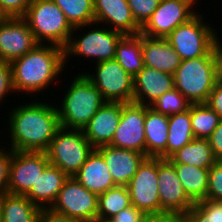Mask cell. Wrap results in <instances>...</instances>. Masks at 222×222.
<instances>
[{"instance_id":"6da1fadb","label":"cell","mask_w":222,"mask_h":222,"mask_svg":"<svg viewBox=\"0 0 222 222\" xmlns=\"http://www.w3.org/2000/svg\"><path fill=\"white\" fill-rule=\"evenodd\" d=\"M45 103L31 101L11 110L7 122L12 151H47L61 125L55 104Z\"/></svg>"},{"instance_id":"7a4b0ae2","label":"cell","mask_w":222,"mask_h":222,"mask_svg":"<svg viewBox=\"0 0 222 222\" xmlns=\"http://www.w3.org/2000/svg\"><path fill=\"white\" fill-rule=\"evenodd\" d=\"M10 65L15 93H38L49 88L64 70V48L53 44H38Z\"/></svg>"},{"instance_id":"3957f363","label":"cell","mask_w":222,"mask_h":222,"mask_svg":"<svg viewBox=\"0 0 222 222\" xmlns=\"http://www.w3.org/2000/svg\"><path fill=\"white\" fill-rule=\"evenodd\" d=\"M69 86L61 106L57 107L60 125L66 129H83L106 101L84 72L77 74Z\"/></svg>"},{"instance_id":"277c9868","label":"cell","mask_w":222,"mask_h":222,"mask_svg":"<svg viewBox=\"0 0 222 222\" xmlns=\"http://www.w3.org/2000/svg\"><path fill=\"white\" fill-rule=\"evenodd\" d=\"M173 77L174 87L191 104L206 103L217 83L216 46L207 55L181 60Z\"/></svg>"},{"instance_id":"5b68a950","label":"cell","mask_w":222,"mask_h":222,"mask_svg":"<svg viewBox=\"0 0 222 222\" xmlns=\"http://www.w3.org/2000/svg\"><path fill=\"white\" fill-rule=\"evenodd\" d=\"M22 18L39 44L48 41L64 48L73 35L74 28L53 0H33Z\"/></svg>"},{"instance_id":"8992f818","label":"cell","mask_w":222,"mask_h":222,"mask_svg":"<svg viewBox=\"0 0 222 222\" xmlns=\"http://www.w3.org/2000/svg\"><path fill=\"white\" fill-rule=\"evenodd\" d=\"M95 148L86 139L82 129L60 128L46 151L50 164L73 177Z\"/></svg>"},{"instance_id":"52a82bcc","label":"cell","mask_w":222,"mask_h":222,"mask_svg":"<svg viewBox=\"0 0 222 222\" xmlns=\"http://www.w3.org/2000/svg\"><path fill=\"white\" fill-rule=\"evenodd\" d=\"M197 13L188 22L176 27L165 39L181 60L195 59L207 55L220 41L214 28L203 22Z\"/></svg>"},{"instance_id":"ba28073f","label":"cell","mask_w":222,"mask_h":222,"mask_svg":"<svg viewBox=\"0 0 222 222\" xmlns=\"http://www.w3.org/2000/svg\"><path fill=\"white\" fill-rule=\"evenodd\" d=\"M49 209L79 222H95L97 220L98 195L81 185L74 176L68 177Z\"/></svg>"},{"instance_id":"9c48e42d","label":"cell","mask_w":222,"mask_h":222,"mask_svg":"<svg viewBox=\"0 0 222 222\" xmlns=\"http://www.w3.org/2000/svg\"><path fill=\"white\" fill-rule=\"evenodd\" d=\"M70 36L67 45L64 47V64L68 62L70 55L82 56L96 59V63L113 60L115 58L116 45L124 36L118 31L106 29V27L88 30L81 34L82 37L73 38Z\"/></svg>"},{"instance_id":"30bf717a","label":"cell","mask_w":222,"mask_h":222,"mask_svg":"<svg viewBox=\"0 0 222 222\" xmlns=\"http://www.w3.org/2000/svg\"><path fill=\"white\" fill-rule=\"evenodd\" d=\"M96 65V73L84 74L101 92L103 99L106 102H133V77L115 59Z\"/></svg>"},{"instance_id":"8fae6325","label":"cell","mask_w":222,"mask_h":222,"mask_svg":"<svg viewBox=\"0 0 222 222\" xmlns=\"http://www.w3.org/2000/svg\"><path fill=\"white\" fill-rule=\"evenodd\" d=\"M158 187L157 157H146L127 185L131 205L146 215L161 214Z\"/></svg>"},{"instance_id":"7c38bea8","label":"cell","mask_w":222,"mask_h":222,"mask_svg":"<svg viewBox=\"0 0 222 222\" xmlns=\"http://www.w3.org/2000/svg\"><path fill=\"white\" fill-rule=\"evenodd\" d=\"M194 4L195 0H160L157 9L141 27L140 34L151 38H166L176 27L197 14Z\"/></svg>"},{"instance_id":"4fadbf2b","label":"cell","mask_w":222,"mask_h":222,"mask_svg":"<svg viewBox=\"0 0 222 222\" xmlns=\"http://www.w3.org/2000/svg\"><path fill=\"white\" fill-rule=\"evenodd\" d=\"M49 163L46 152L12 151L7 193L25 196Z\"/></svg>"},{"instance_id":"5bb4252c","label":"cell","mask_w":222,"mask_h":222,"mask_svg":"<svg viewBox=\"0 0 222 222\" xmlns=\"http://www.w3.org/2000/svg\"><path fill=\"white\" fill-rule=\"evenodd\" d=\"M145 115V105L122 103L121 118L110 145L146 155Z\"/></svg>"},{"instance_id":"9a60e30c","label":"cell","mask_w":222,"mask_h":222,"mask_svg":"<svg viewBox=\"0 0 222 222\" xmlns=\"http://www.w3.org/2000/svg\"><path fill=\"white\" fill-rule=\"evenodd\" d=\"M157 177L161 214L183 215L194 205L178 178L174 165L168 159L157 157Z\"/></svg>"},{"instance_id":"2e32d148","label":"cell","mask_w":222,"mask_h":222,"mask_svg":"<svg viewBox=\"0 0 222 222\" xmlns=\"http://www.w3.org/2000/svg\"><path fill=\"white\" fill-rule=\"evenodd\" d=\"M38 44L22 17H0V61L11 63Z\"/></svg>"},{"instance_id":"e0dca14e","label":"cell","mask_w":222,"mask_h":222,"mask_svg":"<svg viewBox=\"0 0 222 222\" xmlns=\"http://www.w3.org/2000/svg\"><path fill=\"white\" fill-rule=\"evenodd\" d=\"M93 4L96 26L110 24L108 28L123 35L140 34L141 26L136 22L127 0H93Z\"/></svg>"},{"instance_id":"ac0fdd59","label":"cell","mask_w":222,"mask_h":222,"mask_svg":"<svg viewBox=\"0 0 222 222\" xmlns=\"http://www.w3.org/2000/svg\"><path fill=\"white\" fill-rule=\"evenodd\" d=\"M121 112L122 102H105L82 129L86 139L95 149L111 144Z\"/></svg>"},{"instance_id":"d6986e66","label":"cell","mask_w":222,"mask_h":222,"mask_svg":"<svg viewBox=\"0 0 222 222\" xmlns=\"http://www.w3.org/2000/svg\"><path fill=\"white\" fill-rule=\"evenodd\" d=\"M133 81V102L145 106H151L165 92L175 88L173 75L149 66H144Z\"/></svg>"},{"instance_id":"ffe728a7","label":"cell","mask_w":222,"mask_h":222,"mask_svg":"<svg viewBox=\"0 0 222 222\" xmlns=\"http://www.w3.org/2000/svg\"><path fill=\"white\" fill-rule=\"evenodd\" d=\"M96 150L104 158L115 185L127 186L143 160L147 157L136 151L111 145L100 146Z\"/></svg>"},{"instance_id":"44dd1931","label":"cell","mask_w":222,"mask_h":222,"mask_svg":"<svg viewBox=\"0 0 222 222\" xmlns=\"http://www.w3.org/2000/svg\"><path fill=\"white\" fill-rule=\"evenodd\" d=\"M67 178L60 168L49 163L25 196L41 209H49Z\"/></svg>"},{"instance_id":"7402d4cb","label":"cell","mask_w":222,"mask_h":222,"mask_svg":"<svg viewBox=\"0 0 222 222\" xmlns=\"http://www.w3.org/2000/svg\"><path fill=\"white\" fill-rule=\"evenodd\" d=\"M74 178L97 195L116 186L104 158L96 149L87 157Z\"/></svg>"},{"instance_id":"603a6c76","label":"cell","mask_w":222,"mask_h":222,"mask_svg":"<svg viewBox=\"0 0 222 222\" xmlns=\"http://www.w3.org/2000/svg\"><path fill=\"white\" fill-rule=\"evenodd\" d=\"M144 65L173 75L181 59L165 38H151L142 34Z\"/></svg>"},{"instance_id":"cb8c5ba5","label":"cell","mask_w":222,"mask_h":222,"mask_svg":"<svg viewBox=\"0 0 222 222\" xmlns=\"http://www.w3.org/2000/svg\"><path fill=\"white\" fill-rule=\"evenodd\" d=\"M169 122L168 116L146 106L145 137L146 156L166 159Z\"/></svg>"},{"instance_id":"d4e9b609","label":"cell","mask_w":222,"mask_h":222,"mask_svg":"<svg viewBox=\"0 0 222 222\" xmlns=\"http://www.w3.org/2000/svg\"><path fill=\"white\" fill-rule=\"evenodd\" d=\"M1 222H38L41 208L26 196L3 194L0 197Z\"/></svg>"},{"instance_id":"484cf974","label":"cell","mask_w":222,"mask_h":222,"mask_svg":"<svg viewBox=\"0 0 222 222\" xmlns=\"http://www.w3.org/2000/svg\"><path fill=\"white\" fill-rule=\"evenodd\" d=\"M188 198L197 203L207 198L208 168H199L188 164L172 163Z\"/></svg>"},{"instance_id":"4316f807","label":"cell","mask_w":222,"mask_h":222,"mask_svg":"<svg viewBox=\"0 0 222 222\" xmlns=\"http://www.w3.org/2000/svg\"><path fill=\"white\" fill-rule=\"evenodd\" d=\"M132 77L144 68L142 34L124 35L116 45L115 58Z\"/></svg>"},{"instance_id":"83f0119b","label":"cell","mask_w":222,"mask_h":222,"mask_svg":"<svg viewBox=\"0 0 222 222\" xmlns=\"http://www.w3.org/2000/svg\"><path fill=\"white\" fill-rule=\"evenodd\" d=\"M171 163L188 164L199 168H210L217 159L208 139H194L169 159Z\"/></svg>"},{"instance_id":"f1b7e54d","label":"cell","mask_w":222,"mask_h":222,"mask_svg":"<svg viewBox=\"0 0 222 222\" xmlns=\"http://www.w3.org/2000/svg\"><path fill=\"white\" fill-rule=\"evenodd\" d=\"M168 122L166 159H169L174 153L195 139L191 129L190 106L184 112L168 116Z\"/></svg>"},{"instance_id":"f546056e","label":"cell","mask_w":222,"mask_h":222,"mask_svg":"<svg viewBox=\"0 0 222 222\" xmlns=\"http://www.w3.org/2000/svg\"><path fill=\"white\" fill-rule=\"evenodd\" d=\"M64 12L67 21L74 28L73 33L85 26H94L93 0H53ZM80 28V29H79Z\"/></svg>"},{"instance_id":"4dcf8cb0","label":"cell","mask_w":222,"mask_h":222,"mask_svg":"<svg viewBox=\"0 0 222 222\" xmlns=\"http://www.w3.org/2000/svg\"><path fill=\"white\" fill-rule=\"evenodd\" d=\"M129 206L131 199L127 186L116 185L98 195L97 219H110Z\"/></svg>"},{"instance_id":"1f68e13d","label":"cell","mask_w":222,"mask_h":222,"mask_svg":"<svg viewBox=\"0 0 222 222\" xmlns=\"http://www.w3.org/2000/svg\"><path fill=\"white\" fill-rule=\"evenodd\" d=\"M191 129L196 139H208L221 118L206 103L190 105Z\"/></svg>"},{"instance_id":"d6a6232c","label":"cell","mask_w":222,"mask_h":222,"mask_svg":"<svg viewBox=\"0 0 222 222\" xmlns=\"http://www.w3.org/2000/svg\"><path fill=\"white\" fill-rule=\"evenodd\" d=\"M191 103L176 89L165 92L150 107L162 115L170 116L189 109Z\"/></svg>"},{"instance_id":"836d02e7","label":"cell","mask_w":222,"mask_h":222,"mask_svg":"<svg viewBox=\"0 0 222 222\" xmlns=\"http://www.w3.org/2000/svg\"><path fill=\"white\" fill-rule=\"evenodd\" d=\"M136 22L142 27L159 6L160 0H127Z\"/></svg>"},{"instance_id":"e575fe53","label":"cell","mask_w":222,"mask_h":222,"mask_svg":"<svg viewBox=\"0 0 222 222\" xmlns=\"http://www.w3.org/2000/svg\"><path fill=\"white\" fill-rule=\"evenodd\" d=\"M207 198L222 201V160H217L209 168Z\"/></svg>"},{"instance_id":"d590c367","label":"cell","mask_w":222,"mask_h":222,"mask_svg":"<svg viewBox=\"0 0 222 222\" xmlns=\"http://www.w3.org/2000/svg\"><path fill=\"white\" fill-rule=\"evenodd\" d=\"M33 0H0V17H22Z\"/></svg>"},{"instance_id":"8d00e7d4","label":"cell","mask_w":222,"mask_h":222,"mask_svg":"<svg viewBox=\"0 0 222 222\" xmlns=\"http://www.w3.org/2000/svg\"><path fill=\"white\" fill-rule=\"evenodd\" d=\"M0 148V197L7 193L10 163L12 160V150Z\"/></svg>"},{"instance_id":"74e56055","label":"cell","mask_w":222,"mask_h":222,"mask_svg":"<svg viewBox=\"0 0 222 222\" xmlns=\"http://www.w3.org/2000/svg\"><path fill=\"white\" fill-rule=\"evenodd\" d=\"M12 92L15 93L12 84L11 65L8 62L0 61V103L4 102L3 98Z\"/></svg>"},{"instance_id":"f35d334b","label":"cell","mask_w":222,"mask_h":222,"mask_svg":"<svg viewBox=\"0 0 222 222\" xmlns=\"http://www.w3.org/2000/svg\"><path fill=\"white\" fill-rule=\"evenodd\" d=\"M146 216L142 210L131 205L110 218V220L113 222H143Z\"/></svg>"},{"instance_id":"ab89813d","label":"cell","mask_w":222,"mask_h":222,"mask_svg":"<svg viewBox=\"0 0 222 222\" xmlns=\"http://www.w3.org/2000/svg\"><path fill=\"white\" fill-rule=\"evenodd\" d=\"M181 222H213L212 212H205L197 203L185 214L180 216Z\"/></svg>"},{"instance_id":"60d3db41","label":"cell","mask_w":222,"mask_h":222,"mask_svg":"<svg viewBox=\"0 0 222 222\" xmlns=\"http://www.w3.org/2000/svg\"><path fill=\"white\" fill-rule=\"evenodd\" d=\"M197 204L205 212H212L213 222H222V201L205 198L204 200L197 202Z\"/></svg>"},{"instance_id":"b9f144b4","label":"cell","mask_w":222,"mask_h":222,"mask_svg":"<svg viewBox=\"0 0 222 222\" xmlns=\"http://www.w3.org/2000/svg\"><path fill=\"white\" fill-rule=\"evenodd\" d=\"M210 147L217 160H222V119L208 138Z\"/></svg>"},{"instance_id":"7bdbcfd3","label":"cell","mask_w":222,"mask_h":222,"mask_svg":"<svg viewBox=\"0 0 222 222\" xmlns=\"http://www.w3.org/2000/svg\"><path fill=\"white\" fill-rule=\"evenodd\" d=\"M206 104L222 119V84L219 82L215 84Z\"/></svg>"},{"instance_id":"ee69618b","label":"cell","mask_w":222,"mask_h":222,"mask_svg":"<svg viewBox=\"0 0 222 222\" xmlns=\"http://www.w3.org/2000/svg\"><path fill=\"white\" fill-rule=\"evenodd\" d=\"M38 222H79V221L54 213L50 209H41Z\"/></svg>"},{"instance_id":"f6af8a7d","label":"cell","mask_w":222,"mask_h":222,"mask_svg":"<svg viewBox=\"0 0 222 222\" xmlns=\"http://www.w3.org/2000/svg\"><path fill=\"white\" fill-rule=\"evenodd\" d=\"M143 222H181L180 216L175 214H158V215H147Z\"/></svg>"},{"instance_id":"bcb514c9","label":"cell","mask_w":222,"mask_h":222,"mask_svg":"<svg viewBox=\"0 0 222 222\" xmlns=\"http://www.w3.org/2000/svg\"><path fill=\"white\" fill-rule=\"evenodd\" d=\"M222 43L219 41L216 45V67H217V82L222 84Z\"/></svg>"},{"instance_id":"7dc6e473","label":"cell","mask_w":222,"mask_h":222,"mask_svg":"<svg viewBox=\"0 0 222 222\" xmlns=\"http://www.w3.org/2000/svg\"><path fill=\"white\" fill-rule=\"evenodd\" d=\"M95 222H113L110 219H97Z\"/></svg>"},{"instance_id":"c3c4849f","label":"cell","mask_w":222,"mask_h":222,"mask_svg":"<svg viewBox=\"0 0 222 222\" xmlns=\"http://www.w3.org/2000/svg\"><path fill=\"white\" fill-rule=\"evenodd\" d=\"M0 222H1V204H0Z\"/></svg>"}]
</instances>
